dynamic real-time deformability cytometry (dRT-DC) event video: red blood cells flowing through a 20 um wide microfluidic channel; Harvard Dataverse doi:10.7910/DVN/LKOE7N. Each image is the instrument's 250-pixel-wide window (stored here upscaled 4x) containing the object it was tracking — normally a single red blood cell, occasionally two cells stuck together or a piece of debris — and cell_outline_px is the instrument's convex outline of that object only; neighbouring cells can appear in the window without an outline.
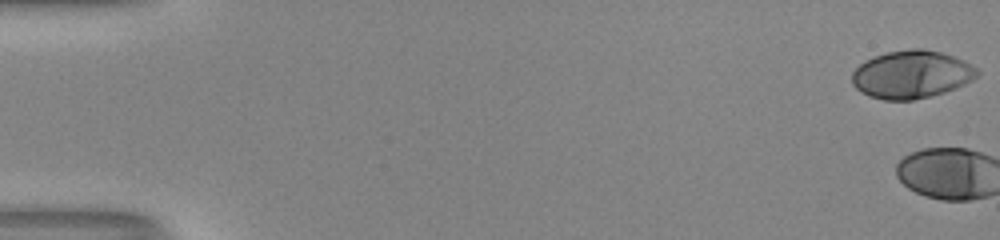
{"species": "human", "species_latin": "Homo sapiens", "temperature_condition": "room temperature", "stored_images_in_passage": 3, "camera_frame_rate_fps": 3000, "um_per_image_px": 0.085, "donor": {"sex": "male"}, "frame": {"image": 1, "passage_image": 1, "time_ms": 0.0, "image_size_px": [1000, 240], "cell_outline_px": [[980, 72], [972, 80], [964, 84], [944, 92], [912, 100], [884, 100], [868, 96], [860, 92], [852, 84], [852, 72], [864, 60], [884, 52], [912, 48], [924, 48], [940, 52], [964, 60], [976, 68]], "centroid_in_image_um": [77.44, 6.32], "position_along_channel_um": 7.6, "area_um2": 34.97}}